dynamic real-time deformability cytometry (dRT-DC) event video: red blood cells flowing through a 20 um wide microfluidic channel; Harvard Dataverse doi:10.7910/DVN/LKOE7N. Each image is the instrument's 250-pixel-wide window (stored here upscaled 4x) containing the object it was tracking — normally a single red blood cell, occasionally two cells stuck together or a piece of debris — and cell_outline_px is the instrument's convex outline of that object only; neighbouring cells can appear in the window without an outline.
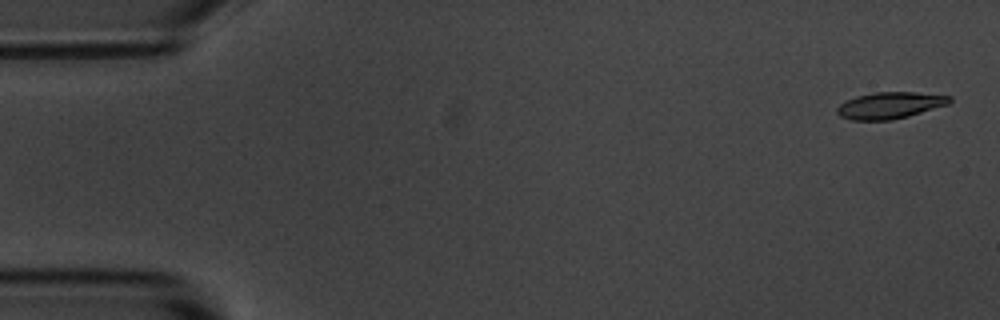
{"species": "common noctule bat (a hibernating species)", "species_latin": "Nyctalus noctula", "temperature_condition": "room temperature", "stored_images_in_passage": 5, "camera_frame_rate_fps": 3000, "um_per_image_px": 0.085, "animal": {"sex": "male", "body_mass_g": 20.1, "forearm_length_mm": 53.5}, "frame": {"image": 1, "passage_image": 1, "time_ms": 0.0, "image_size_px": [1000, 320], "cell_outline_px": [[952, 100], [948, 104], [908, 116], [892, 120], [852, 120], [840, 116], [836, 112], [836, 108], [840, 104], [856, 96], [872, 92], [912, 92], [952, 96]], "centroid_in_image_um": [75.63, 8.95], "position_along_channel_um": 9.4, "area_um2": 17.34}}
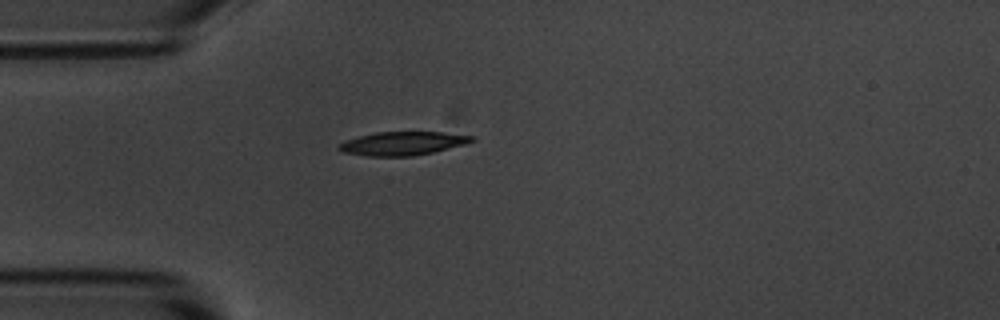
{"frame": {"image": 2, "passage_image": 4, "time_ms": 4.333, "image_size_px": [1000, 320], "cell_outline_px": [[476, 140], [468, 144], [432, 152], [412, 156], [368, 156], [344, 152], [336, 148], [336, 144], [344, 140], [376, 132], [440, 132], [476, 136]], "centroid_in_image_um": [34.23, 12.19], "position_along_channel_um": 50.8, "area_um2": 18.38}}